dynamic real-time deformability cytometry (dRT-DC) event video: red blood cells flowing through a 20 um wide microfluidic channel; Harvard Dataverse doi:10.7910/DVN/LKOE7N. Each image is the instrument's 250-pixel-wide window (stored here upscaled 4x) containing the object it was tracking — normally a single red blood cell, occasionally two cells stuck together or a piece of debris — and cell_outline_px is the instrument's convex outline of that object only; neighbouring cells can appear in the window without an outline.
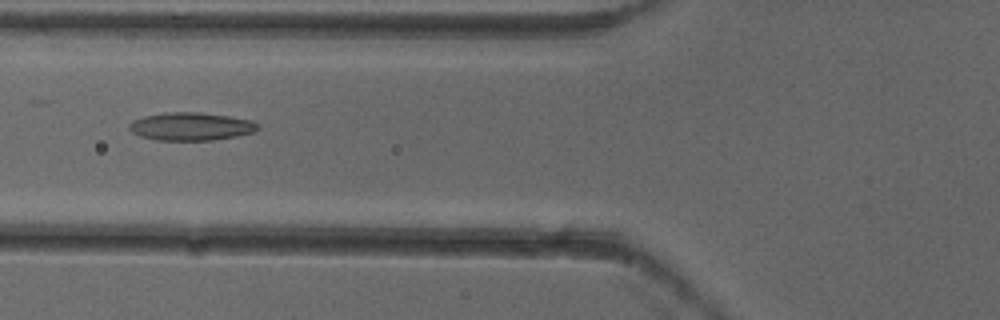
{"species": "common noctule bat (a hibernating species)", "species_latin": "Nyctalus noctula", "temperature_condition": "cold", "stored_images_in_passage": 6, "camera_frame_rate_fps": 3000, "um_per_image_px": 0.085, "animal": {"sex": "female"}, "frame": {"image": 1, "passage_image": 6, "time_ms": 1.667, "image_size_px": [1000, 320], "cell_outline_px": [[260, 128], [252, 132], [236, 136], [212, 140], [156, 140], [140, 136], [132, 132], [128, 128], [128, 124], [132, 120], [144, 116], [164, 112], [196, 112], [228, 116], [252, 120]], "centroid_in_image_um": [16.18, 10.74], "position_along_channel_um": 109.6, "area_um2": 20.92}}